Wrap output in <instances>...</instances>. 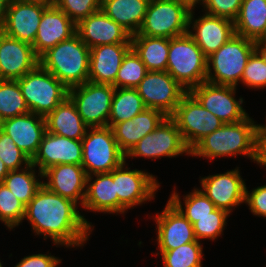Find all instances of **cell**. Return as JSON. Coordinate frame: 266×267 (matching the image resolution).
Here are the masks:
<instances>
[{"mask_svg":"<svg viewBox=\"0 0 266 267\" xmlns=\"http://www.w3.org/2000/svg\"><path fill=\"white\" fill-rule=\"evenodd\" d=\"M78 207L42 185L25 207L23 220L29 221L35 235H43L45 240L50 237L56 247H83L94 226Z\"/></svg>","mask_w":266,"mask_h":267,"instance_id":"cell-1","label":"cell"},{"mask_svg":"<svg viewBox=\"0 0 266 267\" xmlns=\"http://www.w3.org/2000/svg\"><path fill=\"white\" fill-rule=\"evenodd\" d=\"M257 123L249 115L240 122L224 123L219 129L202 138L190 156L207 160L221 157L247 156L255 160Z\"/></svg>","mask_w":266,"mask_h":267,"instance_id":"cell-2","label":"cell"},{"mask_svg":"<svg viewBox=\"0 0 266 267\" xmlns=\"http://www.w3.org/2000/svg\"><path fill=\"white\" fill-rule=\"evenodd\" d=\"M90 48L76 33L39 57V64L68 89L89 81Z\"/></svg>","mask_w":266,"mask_h":267,"instance_id":"cell-3","label":"cell"},{"mask_svg":"<svg viewBox=\"0 0 266 267\" xmlns=\"http://www.w3.org/2000/svg\"><path fill=\"white\" fill-rule=\"evenodd\" d=\"M166 71L188 92L206 81L207 57L188 32L169 39Z\"/></svg>","mask_w":266,"mask_h":267,"instance_id":"cell-4","label":"cell"},{"mask_svg":"<svg viewBox=\"0 0 266 267\" xmlns=\"http://www.w3.org/2000/svg\"><path fill=\"white\" fill-rule=\"evenodd\" d=\"M255 46V41L235 34L207 57L206 81L237 87Z\"/></svg>","mask_w":266,"mask_h":267,"instance_id":"cell-5","label":"cell"},{"mask_svg":"<svg viewBox=\"0 0 266 267\" xmlns=\"http://www.w3.org/2000/svg\"><path fill=\"white\" fill-rule=\"evenodd\" d=\"M29 111L46 117L68 97V88L38 64L17 80Z\"/></svg>","mask_w":266,"mask_h":267,"instance_id":"cell-6","label":"cell"},{"mask_svg":"<svg viewBox=\"0 0 266 267\" xmlns=\"http://www.w3.org/2000/svg\"><path fill=\"white\" fill-rule=\"evenodd\" d=\"M192 7L182 0H150L143 24L135 35L173 38L188 32Z\"/></svg>","mask_w":266,"mask_h":267,"instance_id":"cell-7","label":"cell"},{"mask_svg":"<svg viewBox=\"0 0 266 267\" xmlns=\"http://www.w3.org/2000/svg\"><path fill=\"white\" fill-rule=\"evenodd\" d=\"M82 166L86 175L110 173L125 160L111 127H89L82 138Z\"/></svg>","mask_w":266,"mask_h":267,"instance_id":"cell-8","label":"cell"},{"mask_svg":"<svg viewBox=\"0 0 266 267\" xmlns=\"http://www.w3.org/2000/svg\"><path fill=\"white\" fill-rule=\"evenodd\" d=\"M126 165V160L110 174L113 176L118 196V213L125 214L128 209L155 199L160 187L155 175L133 169Z\"/></svg>","mask_w":266,"mask_h":267,"instance_id":"cell-9","label":"cell"},{"mask_svg":"<svg viewBox=\"0 0 266 267\" xmlns=\"http://www.w3.org/2000/svg\"><path fill=\"white\" fill-rule=\"evenodd\" d=\"M115 87L86 82L69 88L68 97L88 127H106Z\"/></svg>","mask_w":266,"mask_h":267,"instance_id":"cell-10","label":"cell"},{"mask_svg":"<svg viewBox=\"0 0 266 267\" xmlns=\"http://www.w3.org/2000/svg\"><path fill=\"white\" fill-rule=\"evenodd\" d=\"M190 155L176 122L171 117H166L151 133L144 136L125 155V158L143 157L152 160L162 157H175Z\"/></svg>","mask_w":266,"mask_h":267,"instance_id":"cell-11","label":"cell"},{"mask_svg":"<svg viewBox=\"0 0 266 267\" xmlns=\"http://www.w3.org/2000/svg\"><path fill=\"white\" fill-rule=\"evenodd\" d=\"M171 118L176 122L190 150L202 138L224 124L222 120L204 108L190 92L183 96Z\"/></svg>","mask_w":266,"mask_h":267,"instance_id":"cell-12","label":"cell"},{"mask_svg":"<svg viewBox=\"0 0 266 267\" xmlns=\"http://www.w3.org/2000/svg\"><path fill=\"white\" fill-rule=\"evenodd\" d=\"M146 108L171 117L188 92L167 71H148L136 87Z\"/></svg>","mask_w":266,"mask_h":267,"instance_id":"cell-13","label":"cell"},{"mask_svg":"<svg viewBox=\"0 0 266 267\" xmlns=\"http://www.w3.org/2000/svg\"><path fill=\"white\" fill-rule=\"evenodd\" d=\"M237 88L203 82L189 92L198 102L224 123L240 122L248 116L243 108V98H235Z\"/></svg>","mask_w":266,"mask_h":267,"instance_id":"cell-14","label":"cell"},{"mask_svg":"<svg viewBox=\"0 0 266 267\" xmlns=\"http://www.w3.org/2000/svg\"><path fill=\"white\" fill-rule=\"evenodd\" d=\"M199 188L217 208L231 214L233 209L245 202V180L240 175L239 167L224 173H217L200 178Z\"/></svg>","mask_w":266,"mask_h":267,"instance_id":"cell-15","label":"cell"},{"mask_svg":"<svg viewBox=\"0 0 266 267\" xmlns=\"http://www.w3.org/2000/svg\"><path fill=\"white\" fill-rule=\"evenodd\" d=\"M193 10L195 9L192 8L189 15L188 33L203 54L209 57L236 34L234 22L206 13L194 19L195 12Z\"/></svg>","mask_w":266,"mask_h":267,"instance_id":"cell-16","label":"cell"},{"mask_svg":"<svg viewBox=\"0 0 266 267\" xmlns=\"http://www.w3.org/2000/svg\"><path fill=\"white\" fill-rule=\"evenodd\" d=\"M31 163L41 173L54 165H81L82 142L46 131Z\"/></svg>","mask_w":266,"mask_h":267,"instance_id":"cell-17","label":"cell"},{"mask_svg":"<svg viewBox=\"0 0 266 267\" xmlns=\"http://www.w3.org/2000/svg\"><path fill=\"white\" fill-rule=\"evenodd\" d=\"M157 244L160 251H169L181 245L195 242L193 225L168 200L164 210L156 213Z\"/></svg>","mask_w":266,"mask_h":267,"instance_id":"cell-18","label":"cell"},{"mask_svg":"<svg viewBox=\"0 0 266 267\" xmlns=\"http://www.w3.org/2000/svg\"><path fill=\"white\" fill-rule=\"evenodd\" d=\"M46 7L10 0L0 31L6 36L33 45Z\"/></svg>","mask_w":266,"mask_h":267,"instance_id":"cell-19","label":"cell"},{"mask_svg":"<svg viewBox=\"0 0 266 267\" xmlns=\"http://www.w3.org/2000/svg\"><path fill=\"white\" fill-rule=\"evenodd\" d=\"M39 64L31 44L0 31V80H18Z\"/></svg>","mask_w":266,"mask_h":267,"instance_id":"cell-20","label":"cell"},{"mask_svg":"<svg viewBox=\"0 0 266 267\" xmlns=\"http://www.w3.org/2000/svg\"><path fill=\"white\" fill-rule=\"evenodd\" d=\"M42 184L50 191L72 200L78 206L84 203L87 175L82 165L59 164L42 172Z\"/></svg>","mask_w":266,"mask_h":267,"instance_id":"cell-21","label":"cell"},{"mask_svg":"<svg viewBox=\"0 0 266 267\" xmlns=\"http://www.w3.org/2000/svg\"><path fill=\"white\" fill-rule=\"evenodd\" d=\"M76 33L89 47L131 43V35L101 9L82 19L76 25Z\"/></svg>","mask_w":266,"mask_h":267,"instance_id":"cell-22","label":"cell"},{"mask_svg":"<svg viewBox=\"0 0 266 267\" xmlns=\"http://www.w3.org/2000/svg\"><path fill=\"white\" fill-rule=\"evenodd\" d=\"M75 34L76 24L62 10L55 6L46 7L32 47L40 57L48 49Z\"/></svg>","mask_w":266,"mask_h":267,"instance_id":"cell-23","label":"cell"},{"mask_svg":"<svg viewBox=\"0 0 266 267\" xmlns=\"http://www.w3.org/2000/svg\"><path fill=\"white\" fill-rule=\"evenodd\" d=\"M2 131L7 133L17 147L32 159L46 132L45 117L29 112L8 118L3 122Z\"/></svg>","mask_w":266,"mask_h":267,"instance_id":"cell-24","label":"cell"},{"mask_svg":"<svg viewBox=\"0 0 266 267\" xmlns=\"http://www.w3.org/2000/svg\"><path fill=\"white\" fill-rule=\"evenodd\" d=\"M131 49V43H116L90 48L89 82L115 83L122 60Z\"/></svg>","mask_w":266,"mask_h":267,"instance_id":"cell-25","label":"cell"},{"mask_svg":"<svg viewBox=\"0 0 266 267\" xmlns=\"http://www.w3.org/2000/svg\"><path fill=\"white\" fill-rule=\"evenodd\" d=\"M166 117L161 111L146 108L132 119L114 124L111 129L119 149L126 155L139 140L155 130Z\"/></svg>","mask_w":266,"mask_h":267,"instance_id":"cell-26","label":"cell"},{"mask_svg":"<svg viewBox=\"0 0 266 267\" xmlns=\"http://www.w3.org/2000/svg\"><path fill=\"white\" fill-rule=\"evenodd\" d=\"M82 207L92 212L118 215V196L113 176L110 173H96L87 176Z\"/></svg>","mask_w":266,"mask_h":267,"instance_id":"cell-27","label":"cell"},{"mask_svg":"<svg viewBox=\"0 0 266 267\" xmlns=\"http://www.w3.org/2000/svg\"><path fill=\"white\" fill-rule=\"evenodd\" d=\"M45 122L47 132L74 140H82L89 128L69 97L45 117Z\"/></svg>","mask_w":266,"mask_h":267,"instance_id":"cell-28","label":"cell"},{"mask_svg":"<svg viewBox=\"0 0 266 267\" xmlns=\"http://www.w3.org/2000/svg\"><path fill=\"white\" fill-rule=\"evenodd\" d=\"M150 0H101V10L131 36L140 30Z\"/></svg>","mask_w":266,"mask_h":267,"instance_id":"cell-29","label":"cell"},{"mask_svg":"<svg viewBox=\"0 0 266 267\" xmlns=\"http://www.w3.org/2000/svg\"><path fill=\"white\" fill-rule=\"evenodd\" d=\"M131 48L140 57L148 71L167 70L169 38L133 35Z\"/></svg>","mask_w":266,"mask_h":267,"instance_id":"cell-30","label":"cell"},{"mask_svg":"<svg viewBox=\"0 0 266 267\" xmlns=\"http://www.w3.org/2000/svg\"><path fill=\"white\" fill-rule=\"evenodd\" d=\"M234 26L236 35L256 42L266 28V0H242Z\"/></svg>","mask_w":266,"mask_h":267,"instance_id":"cell-31","label":"cell"},{"mask_svg":"<svg viewBox=\"0 0 266 267\" xmlns=\"http://www.w3.org/2000/svg\"><path fill=\"white\" fill-rule=\"evenodd\" d=\"M36 172H38V176ZM39 179H42V173L39 170L37 171L36 167L30 163L22 169L10 170L3 183L26 207L43 185V180Z\"/></svg>","mask_w":266,"mask_h":267,"instance_id":"cell-32","label":"cell"},{"mask_svg":"<svg viewBox=\"0 0 266 267\" xmlns=\"http://www.w3.org/2000/svg\"><path fill=\"white\" fill-rule=\"evenodd\" d=\"M145 109L146 106L136 88H115L108 126L132 119Z\"/></svg>","mask_w":266,"mask_h":267,"instance_id":"cell-33","label":"cell"},{"mask_svg":"<svg viewBox=\"0 0 266 267\" xmlns=\"http://www.w3.org/2000/svg\"><path fill=\"white\" fill-rule=\"evenodd\" d=\"M181 197L175 191H172L169 201L185 216V217H204L214 216V211L217 207L214 203L199 189L194 188L192 192ZM184 204V206H183Z\"/></svg>","mask_w":266,"mask_h":267,"instance_id":"cell-34","label":"cell"},{"mask_svg":"<svg viewBox=\"0 0 266 267\" xmlns=\"http://www.w3.org/2000/svg\"><path fill=\"white\" fill-rule=\"evenodd\" d=\"M203 254V245L196 240L155 255L161 256L163 267H202Z\"/></svg>","mask_w":266,"mask_h":267,"instance_id":"cell-35","label":"cell"},{"mask_svg":"<svg viewBox=\"0 0 266 267\" xmlns=\"http://www.w3.org/2000/svg\"><path fill=\"white\" fill-rule=\"evenodd\" d=\"M17 80H0V115L4 120L29 113Z\"/></svg>","mask_w":266,"mask_h":267,"instance_id":"cell-36","label":"cell"},{"mask_svg":"<svg viewBox=\"0 0 266 267\" xmlns=\"http://www.w3.org/2000/svg\"><path fill=\"white\" fill-rule=\"evenodd\" d=\"M229 216V212L217 208L214 211V216L185 218L193 225L194 235L197 241L204 239L215 241L218 237L223 235V231L227 224V217Z\"/></svg>","mask_w":266,"mask_h":267,"instance_id":"cell-37","label":"cell"},{"mask_svg":"<svg viewBox=\"0 0 266 267\" xmlns=\"http://www.w3.org/2000/svg\"><path fill=\"white\" fill-rule=\"evenodd\" d=\"M147 72L145 64L131 48L122 60L113 86L115 88H136Z\"/></svg>","mask_w":266,"mask_h":267,"instance_id":"cell-38","label":"cell"},{"mask_svg":"<svg viewBox=\"0 0 266 267\" xmlns=\"http://www.w3.org/2000/svg\"><path fill=\"white\" fill-rule=\"evenodd\" d=\"M24 215L25 206L4 183H0V221L11 231L23 222Z\"/></svg>","mask_w":266,"mask_h":267,"instance_id":"cell-39","label":"cell"},{"mask_svg":"<svg viewBox=\"0 0 266 267\" xmlns=\"http://www.w3.org/2000/svg\"><path fill=\"white\" fill-rule=\"evenodd\" d=\"M0 159L9 171L22 169L31 163V159L2 130H0Z\"/></svg>","mask_w":266,"mask_h":267,"instance_id":"cell-40","label":"cell"},{"mask_svg":"<svg viewBox=\"0 0 266 267\" xmlns=\"http://www.w3.org/2000/svg\"><path fill=\"white\" fill-rule=\"evenodd\" d=\"M54 6L77 25L82 19L101 9V0H55Z\"/></svg>","mask_w":266,"mask_h":267,"instance_id":"cell-41","label":"cell"},{"mask_svg":"<svg viewBox=\"0 0 266 267\" xmlns=\"http://www.w3.org/2000/svg\"><path fill=\"white\" fill-rule=\"evenodd\" d=\"M241 84L249 89H264L266 88V63L261 55L255 50L243 71Z\"/></svg>","mask_w":266,"mask_h":267,"instance_id":"cell-42","label":"cell"},{"mask_svg":"<svg viewBox=\"0 0 266 267\" xmlns=\"http://www.w3.org/2000/svg\"><path fill=\"white\" fill-rule=\"evenodd\" d=\"M241 4L242 0H203L200 5L204 9V13L234 22L239 14Z\"/></svg>","mask_w":266,"mask_h":267,"instance_id":"cell-43","label":"cell"},{"mask_svg":"<svg viewBox=\"0 0 266 267\" xmlns=\"http://www.w3.org/2000/svg\"><path fill=\"white\" fill-rule=\"evenodd\" d=\"M247 188L244 203L248 205L253 215L266 218V185L258 186L251 191H248Z\"/></svg>","mask_w":266,"mask_h":267,"instance_id":"cell-44","label":"cell"},{"mask_svg":"<svg viewBox=\"0 0 266 267\" xmlns=\"http://www.w3.org/2000/svg\"><path fill=\"white\" fill-rule=\"evenodd\" d=\"M61 259L50 254H32L25 256L14 267H57Z\"/></svg>","mask_w":266,"mask_h":267,"instance_id":"cell-45","label":"cell"},{"mask_svg":"<svg viewBox=\"0 0 266 267\" xmlns=\"http://www.w3.org/2000/svg\"><path fill=\"white\" fill-rule=\"evenodd\" d=\"M254 163L266 167V130H256Z\"/></svg>","mask_w":266,"mask_h":267,"instance_id":"cell-46","label":"cell"},{"mask_svg":"<svg viewBox=\"0 0 266 267\" xmlns=\"http://www.w3.org/2000/svg\"><path fill=\"white\" fill-rule=\"evenodd\" d=\"M10 0H0V28L4 22Z\"/></svg>","mask_w":266,"mask_h":267,"instance_id":"cell-47","label":"cell"},{"mask_svg":"<svg viewBox=\"0 0 266 267\" xmlns=\"http://www.w3.org/2000/svg\"><path fill=\"white\" fill-rule=\"evenodd\" d=\"M16 1L38 4L44 7H50V6H54L55 0H16Z\"/></svg>","mask_w":266,"mask_h":267,"instance_id":"cell-48","label":"cell"},{"mask_svg":"<svg viewBox=\"0 0 266 267\" xmlns=\"http://www.w3.org/2000/svg\"><path fill=\"white\" fill-rule=\"evenodd\" d=\"M9 173V169L5 166L4 162L0 159V183H3L4 178Z\"/></svg>","mask_w":266,"mask_h":267,"instance_id":"cell-49","label":"cell"},{"mask_svg":"<svg viewBox=\"0 0 266 267\" xmlns=\"http://www.w3.org/2000/svg\"><path fill=\"white\" fill-rule=\"evenodd\" d=\"M255 50L261 55L266 63V45H256Z\"/></svg>","mask_w":266,"mask_h":267,"instance_id":"cell-50","label":"cell"},{"mask_svg":"<svg viewBox=\"0 0 266 267\" xmlns=\"http://www.w3.org/2000/svg\"><path fill=\"white\" fill-rule=\"evenodd\" d=\"M256 45H266V28L262 36L256 41Z\"/></svg>","mask_w":266,"mask_h":267,"instance_id":"cell-51","label":"cell"},{"mask_svg":"<svg viewBox=\"0 0 266 267\" xmlns=\"http://www.w3.org/2000/svg\"><path fill=\"white\" fill-rule=\"evenodd\" d=\"M188 3L192 8H195L197 5L201 4V0H182Z\"/></svg>","mask_w":266,"mask_h":267,"instance_id":"cell-52","label":"cell"},{"mask_svg":"<svg viewBox=\"0 0 266 267\" xmlns=\"http://www.w3.org/2000/svg\"><path fill=\"white\" fill-rule=\"evenodd\" d=\"M256 130H266V124H264V125L257 124Z\"/></svg>","mask_w":266,"mask_h":267,"instance_id":"cell-53","label":"cell"},{"mask_svg":"<svg viewBox=\"0 0 266 267\" xmlns=\"http://www.w3.org/2000/svg\"><path fill=\"white\" fill-rule=\"evenodd\" d=\"M3 122H4V119L0 115V130H2Z\"/></svg>","mask_w":266,"mask_h":267,"instance_id":"cell-54","label":"cell"}]
</instances>
